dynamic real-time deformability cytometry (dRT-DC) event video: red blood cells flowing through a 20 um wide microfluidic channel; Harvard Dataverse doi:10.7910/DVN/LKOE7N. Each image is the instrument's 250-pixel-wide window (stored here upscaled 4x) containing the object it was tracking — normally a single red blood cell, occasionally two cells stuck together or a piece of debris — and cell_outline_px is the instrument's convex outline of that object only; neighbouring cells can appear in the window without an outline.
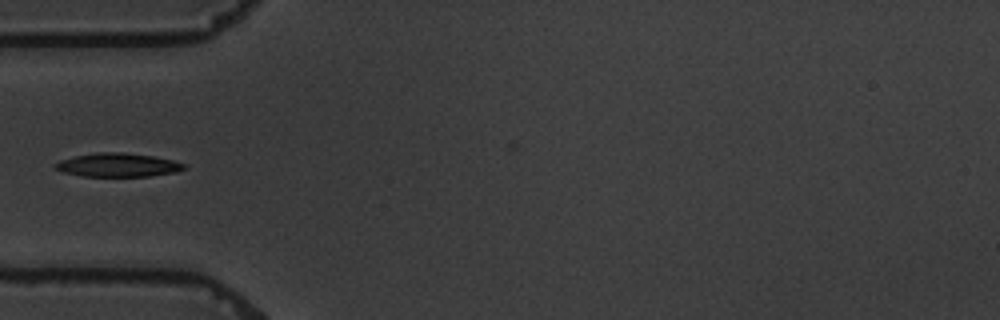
{"species": "common noctule bat (a hibernating species)", "species_latin": "Nyctalus noctula", "temperature_condition": "warm", "stored_images_in_passage": 9, "camera_frame_rate_fps": 3000, "um_per_image_px": 0.085, "animal": {"sex": "male", "body_mass_g": 19.5, "forearm_length_mm": 54.6}, "frame": {"image": 1, "passage_image": 6, "time_ms": 5.667, "image_size_px": [1000, 320], "cell_outline_px": [[188, 168], [176, 172], [148, 176], [84, 176], [64, 172], [52, 168], [52, 164], [60, 160], [76, 156], [96, 152], [120, 152], [152, 156], [172, 160], [184, 164]], "centroid_in_image_um": [9.99, 14.02], "position_along_channel_um": 75.0, "area_um2": 17.69}}
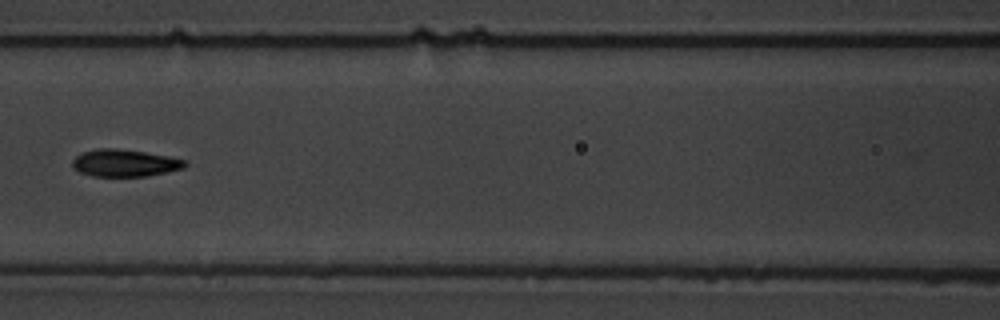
{"frame": {"image": 2, "passage_image": 8, "time_ms": 8.0, "image_size_px": [1000, 320], "cell_outline_px": [[188, 164], [184, 168], [144, 176], [92, 176], [80, 172], [72, 168], [72, 160], [76, 156], [84, 152], [96, 148], [116, 148], [144, 152], [168, 156], [184, 160]], "centroid_in_image_um": [10.56, 13.85], "position_along_channel_um": 156.0, "area_um2": 17.69}}
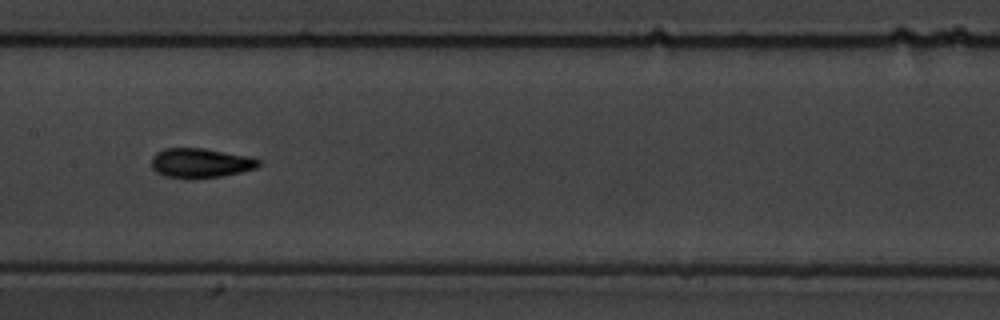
{"frame": {"image": 3, "passage_image": 9, "time_ms": 9.0, "image_size_px": [1000, 320], "cell_outline_px": [[260, 164], [256, 168], [240, 172], [220, 176], [192, 180], [188, 180], [164, 176], [156, 172], [152, 168], [152, 156], [156, 152], [164, 148], [204, 148], [248, 156], [260, 160]], "centroid_in_image_um": [17.0, 13.87], "position_along_channel_um": 190.4, "area_um2": 18.73}}